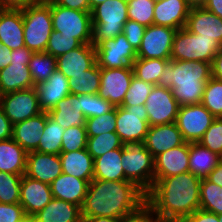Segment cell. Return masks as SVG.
<instances>
[{"mask_svg": "<svg viewBox=\"0 0 222 222\" xmlns=\"http://www.w3.org/2000/svg\"><path fill=\"white\" fill-rule=\"evenodd\" d=\"M127 8L126 0H107L91 11L93 46L122 34L128 21Z\"/></svg>", "mask_w": 222, "mask_h": 222, "instance_id": "cell-5", "label": "cell"}, {"mask_svg": "<svg viewBox=\"0 0 222 222\" xmlns=\"http://www.w3.org/2000/svg\"><path fill=\"white\" fill-rule=\"evenodd\" d=\"M221 48L222 45L214 38L199 37V34L181 28L174 35L171 60L212 63Z\"/></svg>", "mask_w": 222, "mask_h": 222, "instance_id": "cell-7", "label": "cell"}, {"mask_svg": "<svg viewBox=\"0 0 222 222\" xmlns=\"http://www.w3.org/2000/svg\"><path fill=\"white\" fill-rule=\"evenodd\" d=\"M201 104L215 117H222V81L210 78L205 85Z\"/></svg>", "mask_w": 222, "mask_h": 222, "instance_id": "cell-40", "label": "cell"}, {"mask_svg": "<svg viewBox=\"0 0 222 222\" xmlns=\"http://www.w3.org/2000/svg\"><path fill=\"white\" fill-rule=\"evenodd\" d=\"M211 77V63L170 60L158 86L171 89L179 106L200 104Z\"/></svg>", "mask_w": 222, "mask_h": 222, "instance_id": "cell-3", "label": "cell"}, {"mask_svg": "<svg viewBox=\"0 0 222 222\" xmlns=\"http://www.w3.org/2000/svg\"><path fill=\"white\" fill-rule=\"evenodd\" d=\"M51 1H54V0H37V2H45V3H48V2H51Z\"/></svg>", "mask_w": 222, "mask_h": 222, "instance_id": "cell-65", "label": "cell"}, {"mask_svg": "<svg viewBox=\"0 0 222 222\" xmlns=\"http://www.w3.org/2000/svg\"><path fill=\"white\" fill-rule=\"evenodd\" d=\"M121 222H160L151 208L145 204L137 212L121 219Z\"/></svg>", "mask_w": 222, "mask_h": 222, "instance_id": "cell-51", "label": "cell"}, {"mask_svg": "<svg viewBox=\"0 0 222 222\" xmlns=\"http://www.w3.org/2000/svg\"><path fill=\"white\" fill-rule=\"evenodd\" d=\"M222 160V157L198 142H189V171L205 178Z\"/></svg>", "mask_w": 222, "mask_h": 222, "instance_id": "cell-32", "label": "cell"}, {"mask_svg": "<svg viewBox=\"0 0 222 222\" xmlns=\"http://www.w3.org/2000/svg\"><path fill=\"white\" fill-rule=\"evenodd\" d=\"M28 67L36 86L46 81L57 69L56 58L46 52L33 53Z\"/></svg>", "mask_w": 222, "mask_h": 222, "instance_id": "cell-37", "label": "cell"}, {"mask_svg": "<svg viewBox=\"0 0 222 222\" xmlns=\"http://www.w3.org/2000/svg\"><path fill=\"white\" fill-rule=\"evenodd\" d=\"M204 8L222 19V0H208Z\"/></svg>", "mask_w": 222, "mask_h": 222, "instance_id": "cell-60", "label": "cell"}, {"mask_svg": "<svg viewBox=\"0 0 222 222\" xmlns=\"http://www.w3.org/2000/svg\"><path fill=\"white\" fill-rule=\"evenodd\" d=\"M22 222H36L32 217H26Z\"/></svg>", "mask_w": 222, "mask_h": 222, "instance_id": "cell-64", "label": "cell"}, {"mask_svg": "<svg viewBox=\"0 0 222 222\" xmlns=\"http://www.w3.org/2000/svg\"><path fill=\"white\" fill-rule=\"evenodd\" d=\"M146 204V193L131 181L93 179L81 207L82 219L111 217L122 219Z\"/></svg>", "mask_w": 222, "mask_h": 222, "instance_id": "cell-2", "label": "cell"}, {"mask_svg": "<svg viewBox=\"0 0 222 222\" xmlns=\"http://www.w3.org/2000/svg\"><path fill=\"white\" fill-rule=\"evenodd\" d=\"M125 181L135 183L147 193L154 184V157L144 142H128L121 148Z\"/></svg>", "mask_w": 222, "mask_h": 222, "instance_id": "cell-4", "label": "cell"}, {"mask_svg": "<svg viewBox=\"0 0 222 222\" xmlns=\"http://www.w3.org/2000/svg\"><path fill=\"white\" fill-rule=\"evenodd\" d=\"M185 142L176 122L150 126L144 139L145 147L153 157Z\"/></svg>", "mask_w": 222, "mask_h": 222, "instance_id": "cell-19", "label": "cell"}, {"mask_svg": "<svg viewBox=\"0 0 222 222\" xmlns=\"http://www.w3.org/2000/svg\"><path fill=\"white\" fill-rule=\"evenodd\" d=\"M100 76L98 95L115 107L121 106L134 76L132 67L100 68Z\"/></svg>", "mask_w": 222, "mask_h": 222, "instance_id": "cell-15", "label": "cell"}, {"mask_svg": "<svg viewBox=\"0 0 222 222\" xmlns=\"http://www.w3.org/2000/svg\"><path fill=\"white\" fill-rule=\"evenodd\" d=\"M198 143L222 157V117L214 119Z\"/></svg>", "mask_w": 222, "mask_h": 222, "instance_id": "cell-48", "label": "cell"}, {"mask_svg": "<svg viewBox=\"0 0 222 222\" xmlns=\"http://www.w3.org/2000/svg\"><path fill=\"white\" fill-rule=\"evenodd\" d=\"M123 146L124 143L116 132H108L88 137L86 149L93 159H95L108 151L122 148Z\"/></svg>", "mask_w": 222, "mask_h": 222, "instance_id": "cell-39", "label": "cell"}, {"mask_svg": "<svg viewBox=\"0 0 222 222\" xmlns=\"http://www.w3.org/2000/svg\"><path fill=\"white\" fill-rule=\"evenodd\" d=\"M205 178L222 187V160Z\"/></svg>", "mask_w": 222, "mask_h": 222, "instance_id": "cell-59", "label": "cell"}, {"mask_svg": "<svg viewBox=\"0 0 222 222\" xmlns=\"http://www.w3.org/2000/svg\"><path fill=\"white\" fill-rule=\"evenodd\" d=\"M170 60L137 58L132 63L134 76L152 85H158L165 66Z\"/></svg>", "mask_w": 222, "mask_h": 222, "instance_id": "cell-35", "label": "cell"}, {"mask_svg": "<svg viewBox=\"0 0 222 222\" xmlns=\"http://www.w3.org/2000/svg\"><path fill=\"white\" fill-rule=\"evenodd\" d=\"M107 0H89L90 2V12L99 4H102L103 2H105Z\"/></svg>", "mask_w": 222, "mask_h": 222, "instance_id": "cell-63", "label": "cell"}, {"mask_svg": "<svg viewBox=\"0 0 222 222\" xmlns=\"http://www.w3.org/2000/svg\"><path fill=\"white\" fill-rule=\"evenodd\" d=\"M33 52L26 46L12 50L11 52V63H23V65H29L30 58Z\"/></svg>", "mask_w": 222, "mask_h": 222, "instance_id": "cell-54", "label": "cell"}, {"mask_svg": "<svg viewBox=\"0 0 222 222\" xmlns=\"http://www.w3.org/2000/svg\"><path fill=\"white\" fill-rule=\"evenodd\" d=\"M177 29L166 26L146 27L137 58L171 60V50Z\"/></svg>", "mask_w": 222, "mask_h": 222, "instance_id": "cell-13", "label": "cell"}, {"mask_svg": "<svg viewBox=\"0 0 222 222\" xmlns=\"http://www.w3.org/2000/svg\"><path fill=\"white\" fill-rule=\"evenodd\" d=\"M32 218L36 222H83L78 205L53 198Z\"/></svg>", "mask_w": 222, "mask_h": 222, "instance_id": "cell-28", "label": "cell"}, {"mask_svg": "<svg viewBox=\"0 0 222 222\" xmlns=\"http://www.w3.org/2000/svg\"><path fill=\"white\" fill-rule=\"evenodd\" d=\"M199 209L217 215L222 214V187L202 178Z\"/></svg>", "mask_w": 222, "mask_h": 222, "instance_id": "cell-38", "label": "cell"}, {"mask_svg": "<svg viewBox=\"0 0 222 222\" xmlns=\"http://www.w3.org/2000/svg\"><path fill=\"white\" fill-rule=\"evenodd\" d=\"M96 63L95 46L82 44L80 47L56 58L57 70L62 72L67 79L85 73Z\"/></svg>", "mask_w": 222, "mask_h": 222, "instance_id": "cell-20", "label": "cell"}, {"mask_svg": "<svg viewBox=\"0 0 222 222\" xmlns=\"http://www.w3.org/2000/svg\"><path fill=\"white\" fill-rule=\"evenodd\" d=\"M26 217L20 203H0V222H22Z\"/></svg>", "mask_w": 222, "mask_h": 222, "instance_id": "cell-50", "label": "cell"}, {"mask_svg": "<svg viewBox=\"0 0 222 222\" xmlns=\"http://www.w3.org/2000/svg\"><path fill=\"white\" fill-rule=\"evenodd\" d=\"M89 182L84 179L61 173L51 184L53 198L60 199L82 207L87 194Z\"/></svg>", "mask_w": 222, "mask_h": 222, "instance_id": "cell-25", "label": "cell"}, {"mask_svg": "<svg viewBox=\"0 0 222 222\" xmlns=\"http://www.w3.org/2000/svg\"><path fill=\"white\" fill-rule=\"evenodd\" d=\"M21 10L25 46L33 53L45 52L53 31L50 2H37Z\"/></svg>", "mask_w": 222, "mask_h": 222, "instance_id": "cell-6", "label": "cell"}, {"mask_svg": "<svg viewBox=\"0 0 222 222\" xmlns=\"http://www.w3.org/2000/svg\"><path fill=\"white\" fill-rule=\"evenodd\" d=\"M22 176L0 171V203H20Z\"/></svg>", "mask_w": 222, "mask_h": 222, "instance_id": "cell-42", "label": "cell"}, {"mask_svg": "<svg viewBox=\"0 0 222 222\" xmlns=\"http://www.w3.org/2000/svg\"><path fill=\"white\" fill-rule=\"evenodd\" d=\"M212 78L222 81V48L214 56L211 63Z\"/></svg>", "mask_w": 222, "mask_h": 222, "instance_id": "cell-57", "label": "cell"}, {"mask_svg": "<svg viewBox=\"0 0 222 222\" xmlns=\"http://www.w3.org/2000/svg\"><path fill=\"white\" fill-rule=\"evenodd\" d=\"M185 29L199 37L214 38L222 45V19L204 7L190 10Z\"/></svg>", "mask_w": 222, "mask_h": 222, "instance_id": "cell-21", "label": "cell"}, {"mask_svg": "<svg viewBox=\"0 0 222 222\" xmlns=\"http://www.w3.org/2000/svg\"><path fill=\"white\" fill-rule=\"evenodd\" d=\"M218 218H219V222H222V214H219Z\"/></svg>", "mask_w": 222, "mask_h": 222, "instance_id": "cell-66", "label": "cell"}, {"mask_svg": "<svg viewBox=\"0 0 222 222\" xmlns=\"http://www.w3.org/2000/svg\"><path fill=\"white\" fill-rule=\"evenodd\" d=\"M50 12L54 31L62 36L78 39L82 44H92L91 12L73 10L50 2Z\"/></svg>", "mask_w": 222, "mask_h": 222, "instance_id": "cell-8", "label": "cell"}, {"mask_svg": "<svg viewBox=\"0 0 222 222\" xmlns=\"http://www.w3.org/2000/svg\"><path fill=\"white\" fill-rule=\"evenodd\" d=\"M127 3L128 20L135 21L145 27L154 24V1L130 0Z\"/></svg>", "mask_w": 222, "mask_h": 222, "instance_id": "cell-41", "label": "cell"}, {"mask_svg": "<svg viewBox=\"0 0 222 222\" xmlns=\"http://www.w3.org/2000/svg\"><path fill=\"white\" fill-rule=\"evenodd\" d=\"M13 124L4 114L0 106V140H7L12 138Z\"/></svg>", "mask_w": 222, "mask_h": 222, "instance_id": "cell-55", "label": "cell"}, {"mask_svg": "<svg viewBox=\"0 0 222 222\" xmlns=\"http://www.w3.org/2000/svg\"><path fill=\"white\" fill-rule=\"evenodd\" d=\"M93 179L106 181L125 180L121 162V148L108 151L94 159Z\"/></svg>", "mask_w": 222, "mask_h": 222, "instance_id": "cell-33", "label": "cell"}, {"mask_svg": "<svg viewBox=\"0 0 222 222\" xmlns=\"http://www.w3.org/2000/svg\"><path fill=\"white\" fill-rule=\"evenodd\" d=\"M56 5L70 8L73 10L90 12V2L89 0H54Z\"/></svg>", "mask_w": 222, "mask_h": 222, "instance_id": "cell-53", "label": "cell"}, {"mask_svg": "<svg viewBox=\"0 0 222 222\" xmlns=\"http://www.w3.org/2000/svg\"><path fill=\"white\" fill-rule=\"evenodd\" d=\"M152 1H154V2L156 3V2H160V1H162V0H152Z\"/></svg>", "mask_w": 222, "mask_h": 222, "instance_id": "cell-67", "label": "cell"}, {"mask_svg": "<svg viewBox=\"0 0 222 222\" xmlns=\"http://www.w3.org/2000/svg\"><path fill=\"white\" fill-rule=\"evenodd\" d=\"M100 67L95 63L85 73L73 75L69 80L70 94H98L100 88Z\"/></svg>", "mask_w": 222, "mask_h": 222, "instance_id": "cell-34", "label": "cell"}, {"mask_svg": "<svg viewBox=\"0 0 222 222\" xmlns=\"http://www.w3.org/2000/svg\"><path fill=\"white\" fill-rule=\"evenodd\" d=\"M154 85L133 76L130 87L124 97L122 107L145 105Z\"/></svg>", "mask_w": 222, "mask_h": 222, "instance_id": "cell-43", "label": "cell"}, {"mask_svg": "<svg viewBox=\"0 0 222 222\" xmlns=\"http://www.w3.org/2000/svg\"><path fill=\"white\" fill-rule=\"evenodd\" d=\"M64 131L65 129L55 122L47 112L46 124L36 152L59 155Z\"/></svg>", "mask_w": 222, "mask_h": 222, "instance_id": "cell-36", "label": "cell"}, {"mask_svg": "<svg viewBox=\"0 0 222 222\" xmlns=\"http://www.w3.org/2000/svg\"><path fill=\"white\" fill-rule=\"evenodd\" d=\"M59 156L62 163V173L87 180L89 183L93 180L94 159L86 148L78 151L61 152Z\"/></svg>", "mask_w": 222, "mask_h": 222, "instance_id": "cell-29", "label": "cell"}, {"mask_svg": "<svg viewBox=\"0 0 222 222\" xmlns=\"http://www.w3.org/2000/svg\"><path fill=\"white\" fill-rule=\"evenodd\" d=\"M11 52L12 49H9L7 46H4L2 42H0V70L10 65L12 60Z\"/></svg>", "mask_w": 222, "mask_h": 222, "instance_id": "cell-58", "label": "cell"}, {"mask_svg": "<svg viewBox=\"0 0 222 222\" xmlns=\"http://www.w3.org/2000/svg\"><path fill=\"white\" fill-rule=\"evenodd\" d=\"M149 127L145 105L116 106V133L124 144L144 142Z\"/></svg>", "mask_w": 222, "mask_h": 222, "instance_id": "cell-9", "label": "cell"}, {"mask_svg": "<svg viewBox=\"0 0 222 222\" xmlns=\"http://www.w3.org/2000/svg\"><path fill=\"white\" fill-rule=\"evenodd\" d=\"M83 222H121V219L111 218V217H91L82 219Z\"/></svg>", "mask_w": 222, "mask_h": 222, "instance_id": "cell-61", "label": "cell"}, {"mask_svg": "<svg viewBox=\"0 0 222 222\" xmlns=\"http://www.w3.org/2000/svg\"><path fill=\"white\" fill-rule=\"evenodd\" d=\"M33 87L35 86L28 65L10 63L6 68L0 70V89L2 95Z\"/></svg>", "mask_w": 222, "mask_h": 222, "instance_id": "cell-30", "label": "cell"}, {"mask_svg": "<svg viewBox=\"0 0 222 222\" xmlns=\"http://www.w3.org/2000/svg\"><path fill=\"white\" fill-rule=\"evenodd\" d=\"M81 110L84 116L87 118L101 116L107 112H110L115 106L109 101L103 99L98 94L85 95L80 94Z\"/></svg>", "mask_w": 222, "mask_h": 222, "instance_id": "cell-45", "label": "cell"}, {"mask_svg": "<svg viewBox=\"0 0 222 222\" xmlns=\"http://www.w3.org/2000/svg\"><path fill=\"white\" fill-rule=\"evenodd\" d=\"M0 42L12 50L25 46L21 9H0Z\"/></svg>", "mask_w": 222, "mask_h": 222, "instance_id": "cell-26", "label": "cell"}, {"mask_svg": "<svg viewBox=\"0 0 222 222\" xmlns=\"http://www.w3.org/2000/svg\"><path fill=\"white\" fill-rule=\"evenodd\" d=\"M53 195L50 184L36 179L22 176L20 185V204L27 217H32L42 210L51 200Z\"/></svg>", "mask_w": 222, "mask_h": 222, "instance_id": "cell-16", "label": "cell"}, {"mask_svg": "<svg viewBox=\"0 0 222 222\" xmlns=\"http://www.w3.org/2000/svg\"><path fill=\"white\" fill-rule=\"evenodd\" d=\"M215 117L200 103L179 106L176 124L186 142H198Z\"/></svg>", "mask_w": 222, "mask_h": 222, "instance_id": "cell-12", "label": "cell"}, {"mask_svg": "<svg viewBox=\"0 0 222 222\" xmlns=\"http://www.w3.org/2000/svg\"><path fill=\"white\" fill-rule=\"evenodd\" d=\"M191 8L185 0H162L155 3L154 25L185 28Z\"/></svg>", "mask_w": 222, "mask_h": 222, "instance_id": "cell-23", "label": "cell"}, {"mask_svg": "<svg viewBox=\"0 0 222 222\" xmlns=\"http://www.w3.org/2000/svg\"><path fill=\"white\" fill-rule=\"evenodd\" d=\"M39 106L43 112H49L57 103L70 94L69 80L57 69L44 82L35 86Z\"/></svg>", "mask_w": 222, "mask_h": 222, "instance_id": "cell-22", "label": "cell"}, {"mask_svg": "<svg viewBox=\"0 0 222 222\" xmlns=\"http://www.w3.org/2000/svg\"><path fill=\"white\" fill-rule=\"evenodd\" d=\"M145 109L150 126L176 122L179 104L169 88L153 86L148 96Z\"/></svg>", "mask_w": 222, "mask_h": 222, "instance_id": "cell-14", "label": "cell"}, {"mask_svg": "<svg viewBox=\"0 0 222 222\" xmlns=\"http://www.w3.org/2000/svg\"><path fill=\"white\" fill-rule=\"evenodd\" d=\"M36 3L37 0H0V9H24Z\"/></svg>", "mask_w": 222, "mask_h": 222, "instance_id": "cell-56", "label": "cell"}, {"mask_svg": "<svg viewBox=\"0 0 222 222\" xmlns=\"http://www.w3.org/2000/svg\"><path fill=\"white\" fill-rule=\"evenodd\" d=\"M88 136L85 126H71L63 132L61 152L85 149Z\"/></svg>", "mask_w": 222, "mask_h": 222, "instance_id": "cell-46", "label": "cell"}, {"mask_svg": "<svg viewBox=\"0 0 222 222\" xmlns=\"http://www.w3.org/2000/svg\"><path fill=\"white\" fill-rule=\"evenodd\" d=\"M81 45L82 43L78 39L62 36L59 31L53 30L49 37L45 52L57 58L60 55L80 47Z\"/></svg>", "mask_w": 222, "mask_h": 222, "instance_id": "cell-47", "label": "cell"}, {"mask_svg": "<svg viewBox=\"0 0 222 222\" xmlns=\"http://www.w3.org/2000/svg\"><path fill=\"white\" fill-rule=\"evenodd\" d=\"M0 106L13 125L43 112L35 87L1 95Z\"/></svg>", "mask_w": 222, "mask_h": 222, "instance_id": "cell-11", "label": "cell"}, {"mask_svg": "<svg viewBox=\"0 0 222 222\" xmlns=\"http://www.w3.org/2000/svg\"><path fill=\"white\" fill-rule=\"evenodd\" d=\"M27 152L12 138L0 140V171L24 175Z\"/></svg>", "mask_w": 222, "mask_h": 222, "instance_id": "cell-31", "label": "cell"}, {"mask_svg": "<svg viewBox=\"0 0 222 222\" xmlns=\"http://www.w3.org/2000/svg\"><path fill=\"white\" fill-rule=\"evenodd\" d=\"M62 173L59 155L32 151L27 153L25 176L51 184Z\"/></svg>", "mask_w": 222, "mask_h": 222, "instance_id": "cell-18", "label": "cell"}, {"mask_svg": "<svg viewBox=\"0 0 222 222\" xmlns=\"http://www.w3.org/2000/svg\"><path fill=\"white\" fill-rule=\"evenodd\" d=\"M48 114L64 129L71 126H85L86 124V117L81 110L80 94H69L60 100Z\"/></svg>", "mask_w": 222, "mask_h": 222, "instance_id": "cell-27", "label": "cell"}, {"mask_svg": "<svg viewBox=\"0 0 222 222\" xmlns=\"http://www.w3.org/2000/svg\"><path fill=\"white\" fill-rule=\"evenodd\" d=\"M201 180L190 171L154 179L146 204L160 222H180L200 208Z\"/></svg>", "mask_w": 222, "mask_h": 222, "instance_id": "cell-1", "label": "cell"}, {"mask_svg": "<svg viewBox=\"0 0 222 222\" xmlns=\"http://www.w3.org/2000/svg\"><path fill=\"white\" fill-rule=\"evenodd\" d=\"M188 6L192 8L204 7L208 0H185Z\"/></svg>", "mask_w": 222, "mask_h": 222, "instance_id": "cell-62", "label": "cell"}, {"mask_svg": "<svg viewBox=\"0 0 222 222\" xmlns=\"http://www.w3.org/2000/svg\"><path fill=\"white\" fill-rule=\"evenodd\" d=\"M145 29V26L131 20L124 24L122 33L136 52L140 48Z\"/></svg>", "mask_w": 222, "mask_h": 222, "instance_id": "cell-49", "label": "cell"}, {"mask_svg": "<svg viewBox=\"0 0 222 222\" xmlns=\"http://www.w3.org/2000/svg\"><path fill=\"white\" fill-rule=\"evenodd\" d=\"M180 222H219V218L217 214L198 209Z\"/></svg>", "mask_w": 222, "mask_h": 222, "instance_id": "cell-52", "label": "cell"}, {"mask_svg": "<svg viewBox=\"0 0 222 222\" xmlns=\"http://www.w3.org/2000/svg\"><path fill=\"white\" fill-rule=\"evenodd\" d=\"M47 119V112L13 125L12 139L15 140L27 153L36 151L42 137Z\"/></svg>", "mask_w": 222, "mask_h": 222, "instance_id": "cell-24", "label": "cell"}, {"mask_svg": "<svg viewBox=\"0 0 222 222\" xmlns=\"http://www.w3.org/2000/svg\"><path fill=\"white\" fill-rule=\"evenodd\" d=\"M96 63L100 68L116 69L132 67L137 52L127 41L125 35L105 39L95 46Z\"/></svg>", "mask_w": 222, "mask_h": 222, "instance_id": "cell-10", "label": "cell"}, {"mask_svg": "<svg viewBox=\"0 0 222 222\" xmlns=\"http://www.w3.org/2000/svg\"><path fill=\"white\" fill-rule=\"evenodd\" d=\"M188 171L189 142L154 157V179H162Z\"/></svg>", "mask_w": 222, "mask_h": 222, "instance_id": "cell-17", "label": "cell"}, {"mask_svg": "<svg viewBox=\"0 0 222 222\" xmlns=\"http://www.w3.org/2000/svg\"><path fill=\"white\" fill-rule=\"evenodd\" d=\"M85 128L88 137L116 132V107L101 116L87 118Z\"/></svg>", "mask_w": 222, "mask_h": 222, "instance_id": "cell-44", "label": "cell"}]
</instances>
